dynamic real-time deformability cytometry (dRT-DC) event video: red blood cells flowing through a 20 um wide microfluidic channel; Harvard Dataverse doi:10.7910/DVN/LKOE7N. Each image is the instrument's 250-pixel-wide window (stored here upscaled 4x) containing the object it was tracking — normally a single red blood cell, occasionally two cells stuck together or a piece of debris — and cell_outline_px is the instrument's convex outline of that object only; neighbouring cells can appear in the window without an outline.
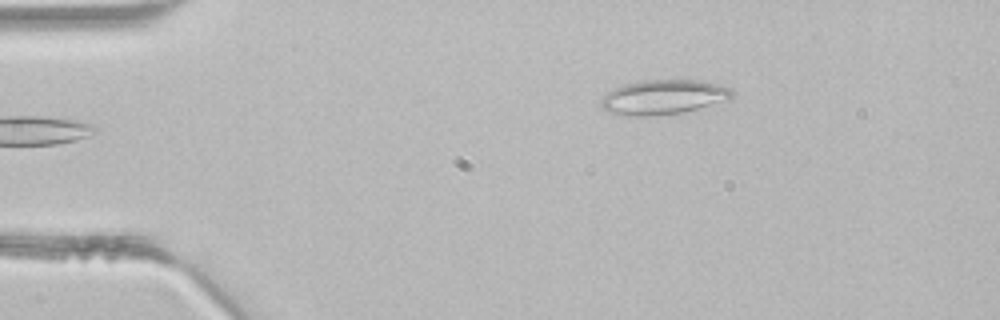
{"species": "common noctule bat (a hibernating species)", "species_latin": "Nyctalus noctula", "temperature_condition": "room temperature", "stored_images_in_passage": 4, "camera_frame_rate_fps": 3000, "um_per_image_px": 0.085, "animal": {"sex": "male", "body_mass_g": 21.5, "forearm_length_mm": 52.0}, "frame": {"image": 1, "passage_image": 4, "time_ms": 1.0, "image_size_px": [1000, 320], "cell_outline_px": [[732, 96], [728, 100], [684, 112], [652, 116], [628, 116], [604, 112], [600, 104], [600, 100], [608, 92], [624, 84], [644, 80], [704, 80], [732, 88]], "centroid_in_image_um": [56.37, 8.26], "position_along_channel_um": 28.6, "area_um2": 26.65}}